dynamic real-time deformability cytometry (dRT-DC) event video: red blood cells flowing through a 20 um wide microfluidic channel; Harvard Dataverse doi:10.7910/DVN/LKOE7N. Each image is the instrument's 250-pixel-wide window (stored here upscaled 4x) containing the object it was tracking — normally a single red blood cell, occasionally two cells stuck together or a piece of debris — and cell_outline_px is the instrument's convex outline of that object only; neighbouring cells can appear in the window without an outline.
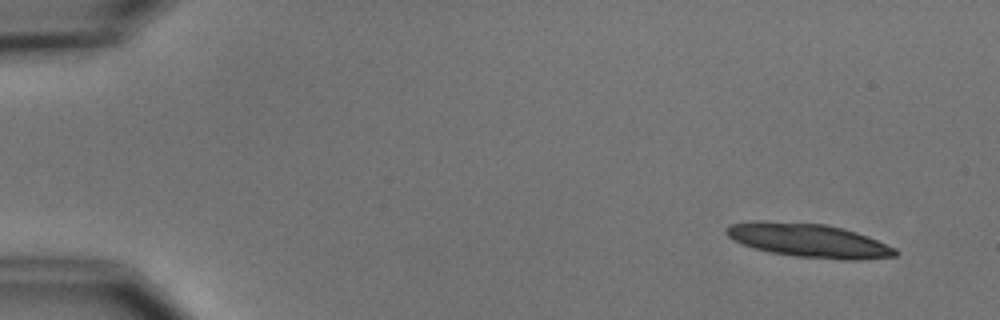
{"species": "common noctule bat (a hibernating species)", "species_latin": "Nyctalus noctula", "temperature_condition": "cold", "stored_images_in_passage": 5, "segment_of_instrument_passage": [1, 2], "camera_frame_rate_fps": 3000, "um_per_image_px": 0.085, "animal": {"sex": "male", "body_mass_g": 15.6}, "frame": {"image": 1, "passage_image": 1, "time_ms": 0.0, "image_size_px": [1000, 320], "cell_outline_px": [[900, 252], [896, 256], [860, 260], [844, 260], [796, 256], [768, 252], [752, 248], [740, 244], [728, 236], [724, 232], [724, 228], [728, 224], [752, 220], [764, 220], [824, 224], [844, 228], [868, 236], [896, 248]], "centroid_in_image_um": [68.69, 20.43], "position_along_channel_um": 16.3, "area_um2": 33.76}}